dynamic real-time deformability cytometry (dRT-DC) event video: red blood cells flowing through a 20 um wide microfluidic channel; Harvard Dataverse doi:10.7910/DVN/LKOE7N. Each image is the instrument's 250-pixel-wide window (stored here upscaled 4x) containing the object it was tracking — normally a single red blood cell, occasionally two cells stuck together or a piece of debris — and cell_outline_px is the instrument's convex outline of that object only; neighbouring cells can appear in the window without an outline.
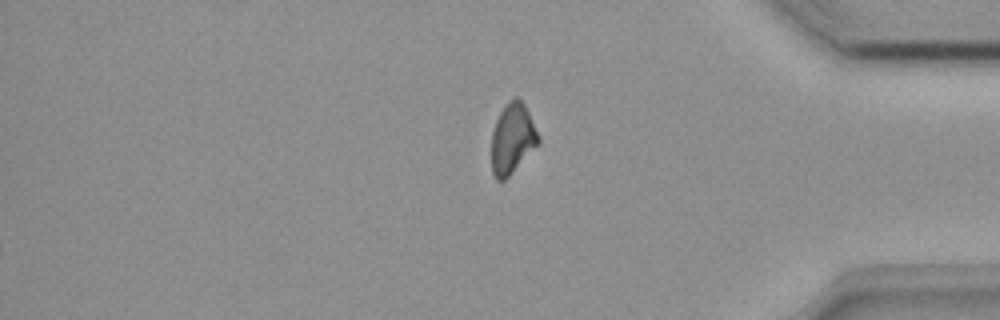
{"species": "common noctule bat (a hibernating species)", "species_latin": "Nyctalus noctula", "temperature_condition": "room temperature", "stored_images_in_passage": 51, "camera_frame_rate_fps": 3000, "um_per_image_px": 0.085, "animal": {"sex": "female", "body_mass_g": 18.4}, "frame": {"image": 1, "passage_image": 51, "time_ms": 16.667, "image_size_px": [1000, 320], "cell_outline_px": [[540, 144], [504, 180], [496, 180], [492, 172], [492, 132], [496, 120], [504, 104], [508, 100], [516, 96], [524, 104], [540, 136]], "centroid_in_image_um": [43.56, 11.76], "position_along_channel_um": 391.6, "area_um2": 19.25}}